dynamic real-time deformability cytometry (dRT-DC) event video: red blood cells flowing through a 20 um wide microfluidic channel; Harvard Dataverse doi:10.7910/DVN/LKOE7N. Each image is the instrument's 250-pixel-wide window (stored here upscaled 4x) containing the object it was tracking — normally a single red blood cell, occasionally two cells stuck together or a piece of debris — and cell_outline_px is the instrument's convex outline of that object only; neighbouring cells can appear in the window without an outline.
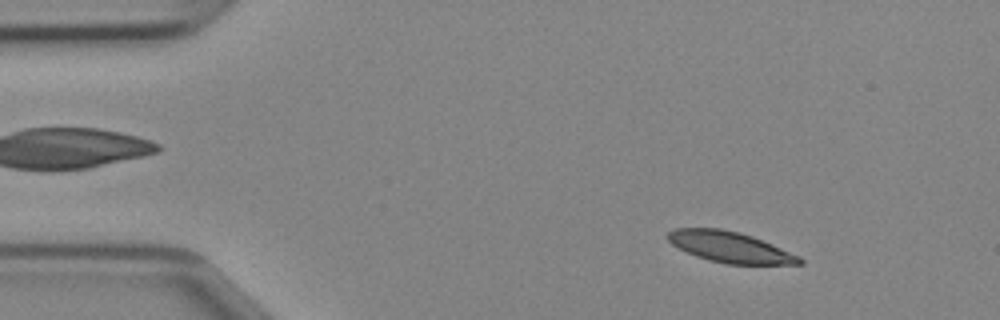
{"species": "Egyptian fruit bat (a non-hibernating species)", "species_latin": "Rousettus aegyptiacus", "temperature_condition": "cold", "stored_images_in_passage": 47, "camera_frame_rate_fps": 3000, "um_per_image_px": 0.085, "animal": {"sex": "female"}, "frame": {"image": 1, "passage_image": 6, "time_ms": 1.667, "image_size_px": [1000, 320], "cell_outline_px": [[804, 264], [724, 264], [708, 260], [696, 256], [672, 244], [668, 240], [668, 232], [676, 228], [720, 228], [740, 232], [752, 236], [800, 256], [804, 260]], "centroid_in_image_um": [62.07, 21.0], "position_along_channel_um": 22.9, "area_um2": 23.52}}
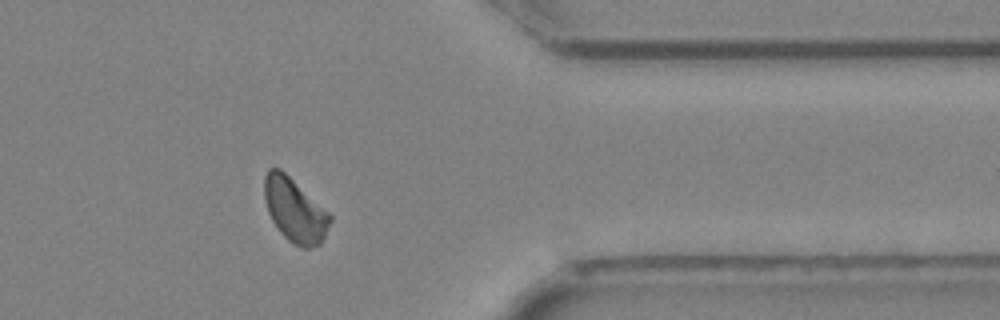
{"frame": {"image": 2, "passage_image": 38, "time_ms": 12.333, "image_size_px": [1000, 320], "cell_outline_px": [[332, 220], [320, 244], [312, 248], [300, 248], [288, 240], [280, 232], [272, 220], [268, 212], [264, 200], [264, 176], [268, 168], [280, 168], [328, 212], [332, 216]], "centroid_in_image_um": [25.04, 17.87], "position_along_channel_um": 386.4, "area_um2": 24.28}}
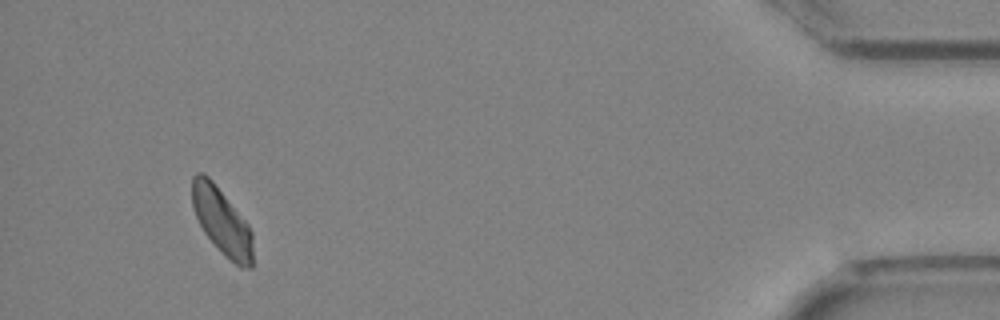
{"frame": {"image": 3, "passage_image": 44, "time_ms": 14.333, "image_size_px": [1000, 320], "cell_outline_px": [[252, 268], [240, 268], [204, 232], [196, 216], [192, 204], [192, 176], [196, 172], [204, 172], [212, 180], [248, 224], [252, 232]], "centroid_in_image_um": [18.85, 18.76], "position_along_channel_um": 416.4, "area_um2": 23.0}}